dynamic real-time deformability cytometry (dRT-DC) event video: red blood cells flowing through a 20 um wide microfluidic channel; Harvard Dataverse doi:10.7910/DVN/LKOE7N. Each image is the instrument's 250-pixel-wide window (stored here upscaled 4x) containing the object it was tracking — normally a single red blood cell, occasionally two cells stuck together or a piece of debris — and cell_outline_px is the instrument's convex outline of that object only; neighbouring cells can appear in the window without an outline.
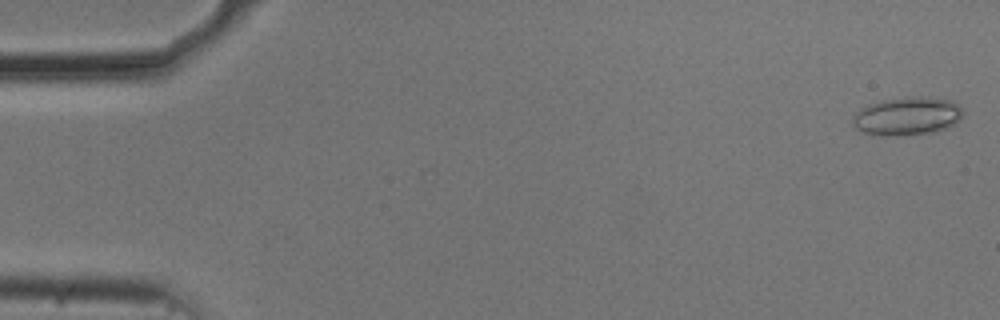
{"species": "common noctule bat (a hibernating species)", "species_latin": "Nyctalus noctula", "temperature_condition": "cold", "stored_images_in_passage": 55, "camera_frame_rate_fps": 3000, "um_per_image_px": 0.085, "animal": {"sex": "male", "body_mass_g": 20.5, "forearm_length_mm": 52.5}, "frame": {"image": 1, "passage_image": 2, "time_ms": 0.333, "image_size_px": [1000, 320], "cell_outline_px": [[964, 112], [952, 124], [940, 132], [888, 136], [872, 136], [860, 132], [852, 124], [852, 120], [856, 112], [860, 108], [868, 104], [884, 100], [908, 96], [920, 96], [952, 100]], "centroid_in_image_um": [77.04, 9.88], "position_along_channel_um": 8.0, "area_um2": 24.8}}
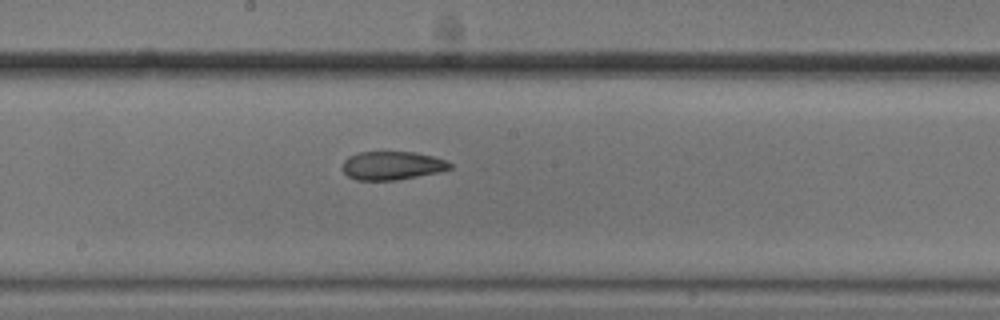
{"frame": {"image": 2, "passage_image": 30, "time_ms": 9.667, "image_size_px": [1000, 320], "cell_outline_px": [[452, 168], [436, 172], [396, 180], [356, 180], [348, 176], [344, 172], [344, 160], [348, 156], [360, 152], [416, 152], [448, 160], [452, 164]], "centroid_in_image_um": [33.34, 14.06], "position_along_channel_um": 214.9, "area_um2": 17.69}}
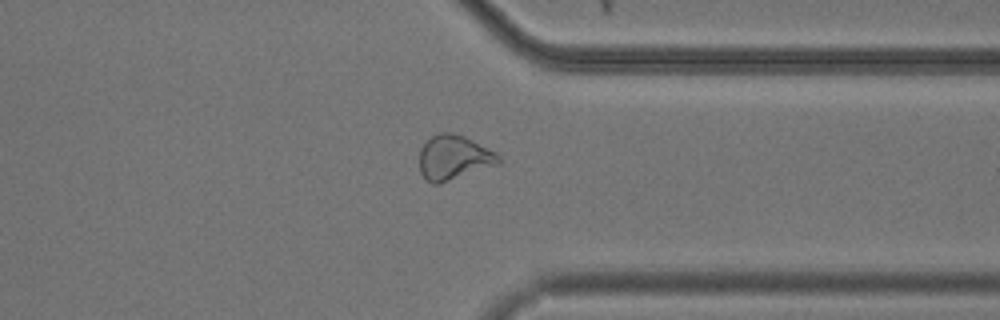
{"frame": {"image": 3, "passage_image": 43, "time_ms": 14.0, "image_size_px": [1000, 320], "cell_outline_px": [[500, 164], [440, 184], [432, 184], [420, 172], [420, 148], [432, 136], [440, 132], [448, 132], [464, 136], [496, 152], [500, 156]], "centroid_in_image_um": [38.59, 13.4], "position_along_channel_um": 372.8, "area_um2": 20.58}, "authors_computed_cell_mechanics": {"area_um2": 20.1722, "velocity_mm_per_s": 3.6998, "shape_relaxation_time_tau1_ms": 6.0316, "shape_relaxation_time_tau2_ms": 2.8351, "deformation_change_tau1": 0.1749, "deformation_change_tau2": 0.1113}}